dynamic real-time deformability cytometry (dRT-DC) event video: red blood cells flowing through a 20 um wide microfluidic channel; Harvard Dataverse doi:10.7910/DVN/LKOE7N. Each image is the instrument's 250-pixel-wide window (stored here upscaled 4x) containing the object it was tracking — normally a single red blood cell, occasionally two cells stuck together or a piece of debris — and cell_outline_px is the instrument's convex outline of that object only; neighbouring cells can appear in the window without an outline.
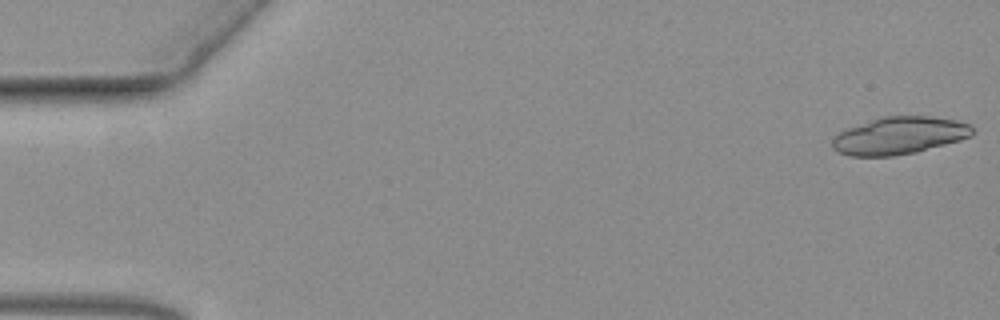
{"species": "common noctule bat (a hibernating species)", "species_latin": "Nyctalus noctula", "temperature_condition": "warm", "stored_images_in_passage": 20, "camera_frame_rate_fps": 3000, "um_per_image_px": 0.085, "animal": {"sex": "female", "body_mass_g": 19.3, "forearm_length_mm": 54.1}, "frame": {"image": 1, "passage_image": 1, "time_ms": 0.0, "image_size_px": [1000, 320], "cell_outline_px": [[972, 136], [960, 140], [916, 152], [892, 156], [848, 156], [832, 148], [832, 140], [840, 132], [848, 128], [884, 116], [928, 116], [956, 120], [972, 124]], "centroid_in_image_um": [76.46, 11.53], "position_along_channel_um": 8.5, "area_um2": 30.29}}